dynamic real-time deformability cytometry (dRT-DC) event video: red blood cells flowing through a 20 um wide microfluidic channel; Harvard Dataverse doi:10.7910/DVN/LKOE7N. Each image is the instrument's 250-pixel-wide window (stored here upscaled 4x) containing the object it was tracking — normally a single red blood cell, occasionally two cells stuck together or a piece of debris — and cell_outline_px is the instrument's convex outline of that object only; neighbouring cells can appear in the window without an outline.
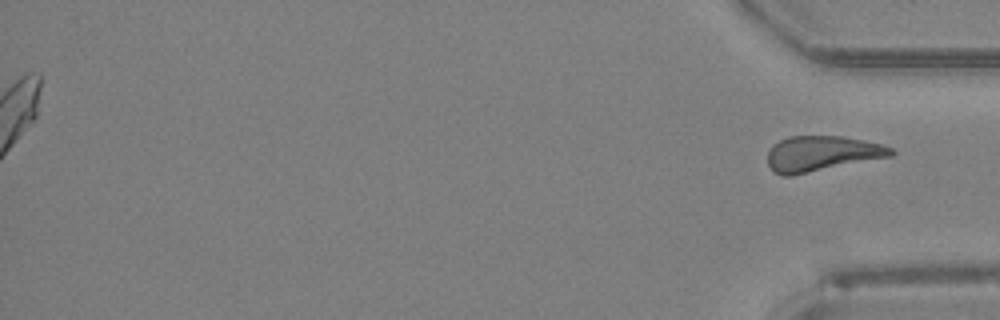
{"species": "Egyptian fruit bat (a non-hibernating species)", "species_latin": "Rousettus aegyptiacus", "temperature_condition": "room temperature", "stored_images_in_passage": 48, "segment_of_instrument_passage": [2, 2], "camera_frame_rate_fps": 3000, "um_per_image_px": 0.085, "animal": {"sex": "female"}, "frame": {"image": 1, "passage_image": 48, "time_ms": 15.667, "image_size_px": [1000, 320], "cell_outline_px": [[896, 152], [892, 156], [792, 176], [784, 176], [772, 172], [768, 164], [768, 152], [772, 144], [788, 136], [844, 136], [864, 140], [880, 144], [892, 148]], "centroid_in_image_um": [69.83, 13.06], "position_along_channel_um": 365.4, "area_um2": 25.66}}